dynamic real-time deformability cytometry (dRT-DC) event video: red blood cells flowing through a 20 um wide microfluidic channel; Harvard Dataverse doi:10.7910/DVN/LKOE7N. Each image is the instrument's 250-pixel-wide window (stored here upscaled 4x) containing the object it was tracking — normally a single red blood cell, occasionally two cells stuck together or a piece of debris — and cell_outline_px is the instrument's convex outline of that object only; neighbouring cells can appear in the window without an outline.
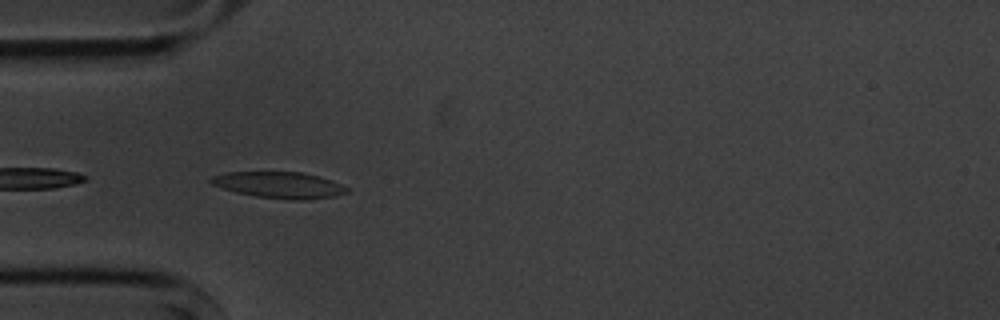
{"species": "common noctule bat (a hibernating species)", "species_latin": "Nyctalus noctula", "temperature_condition": "cold", "stored_images_in_passage": 15, "camera_frame_rate_fps": 3000, "um_per_image_px": 0.085, "animal": {"sex": "male", "body_mass_g": 20.1, "forearm_length_mm": 53.5}, "frame": {"image": 1, "passage_image": 5, "time_ms": 5.333, "image_size_px": [1000, 320], "cell_outline_px": [[348, 192], [336, 196], [300, 200], [296, 200], [256, 196], [236, 192], [212, 184], [208, 180], [212, 176], [228, 172], [300, 172], [332, 180], [348, 188]], "centroid_in_image_um": [23.73, 15.72], "position_along_channel_um": 61.3, "area_um2": 20.52}}
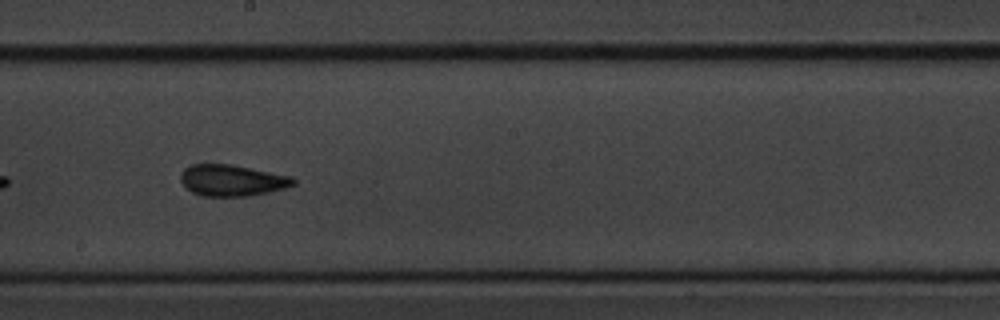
{"frame": {"image": 2, "passage_image": 9, "time_ms": 10.0, "image_size_px": [1000, 320], "cell_outline_px": [[296, 184], [284, 188], [268, 192], [248, 196], [204, 196], [192, 192], [180, 180], [180, 172], [184, 168], [192, 164], [232, 164], [292, 176], [296, 180]], "centroid_in_image_um": [19.73, 15.32], "position_along_channel_um": 228.5, "area_um2": 20.63}}
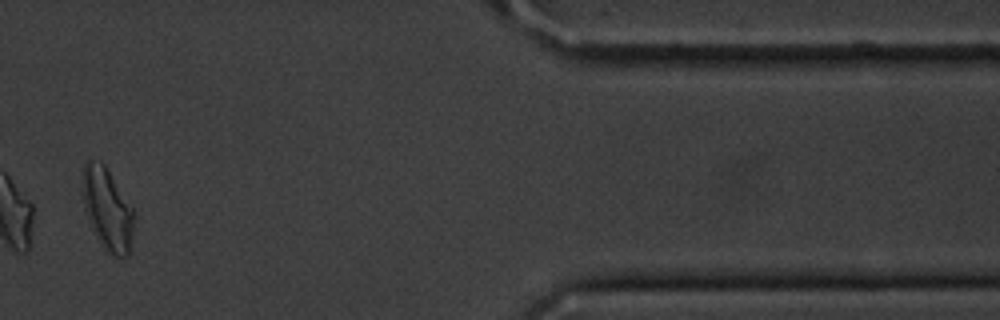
{"frame": {"image": 3, "passage_image": 14, "time_ms": 16.0, "image_size_px": [1000, 320], "cell_outline_px": [[132, 236], [128, 256], [116, 256], [104, 248], [100, 244], [88, 220], [84, 208], [84, 164], [88, 160], [100, 160], [104, 164], [132, 208]], "centroid_in_image_um": [9.11, 17.78], "position_along_channel_um": 402.3, "area_um2": 23.7}, "authors_computed_cell_mechanics": {"area_um2": 20.7502, "velocity_mm_per_s": 3.611, "shape_relaxation_time_tau1_ms": null, "shape_relaxation_time_tau2_ms": 3.8985, "deformation_change_tau1": null, "deformation_change_tau2": 0.0866}}